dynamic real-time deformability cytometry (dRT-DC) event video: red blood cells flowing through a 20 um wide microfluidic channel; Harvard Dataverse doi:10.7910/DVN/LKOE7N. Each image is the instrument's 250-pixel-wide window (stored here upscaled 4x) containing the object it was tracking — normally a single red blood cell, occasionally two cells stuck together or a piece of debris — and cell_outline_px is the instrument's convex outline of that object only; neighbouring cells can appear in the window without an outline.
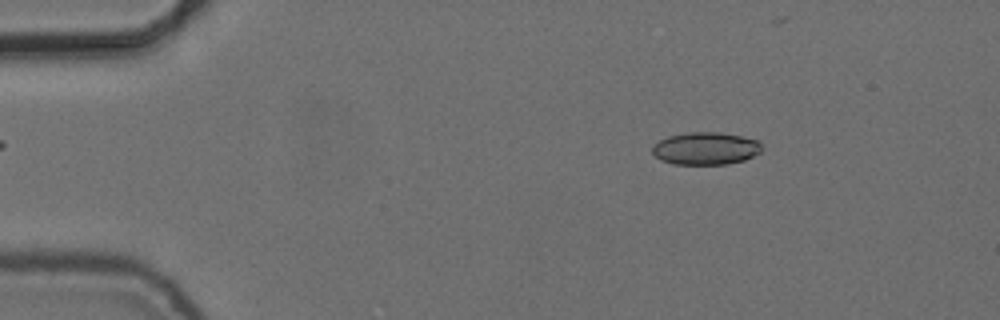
{"species": "common noctule bat (a hibernating species)", "species_latin": "Nyctalus noctula", "temperature_condition": "cold", "stored_images_in_passage": 55, "camera_frame_rate_fps": 3000, "um_per_image_px": 0.085, "animal": {"sex": "female", "body_mass_g": 24.6, "forearm_length_mm": 56.2}, "frame": {"image": 1, "passage_image": 8, "time_ms": 2.333, "image_size_px": [1000, 320], "cell_outline_px": [[760, 152], [744, 160], [728, 164], [672, 164], [660, 160], [652, 152], [652, 148], [660, 140], [668, 136], [688, 132], [720, 132], [740, 136], [756, 140], [760, 144]], "centroid_in_image_um": [59.95, 12.62], "position_along_channel_um": 25.1, "area_um2": 20.58}}
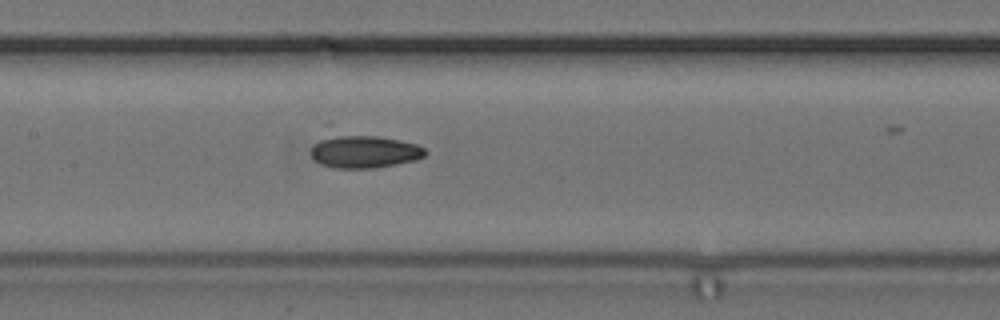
{"frame": {"image": 2, "passage_image": 26, "time_ms": 8.333, "image_size_px": [1000, 320], "cell_outline_px": [[428, 152], [424, 156], [416, 160], [376, 168], [332, 168], [320, 164], [312, 156], [312, 144], [328, 132], [332, 132], [380, 136], [400, 140], [416, 144], [424, 148]], "centroid_in_image_um": [30.89, 12.84], "position_along_channel_um": 176.5, "area_um2": 22.66}}
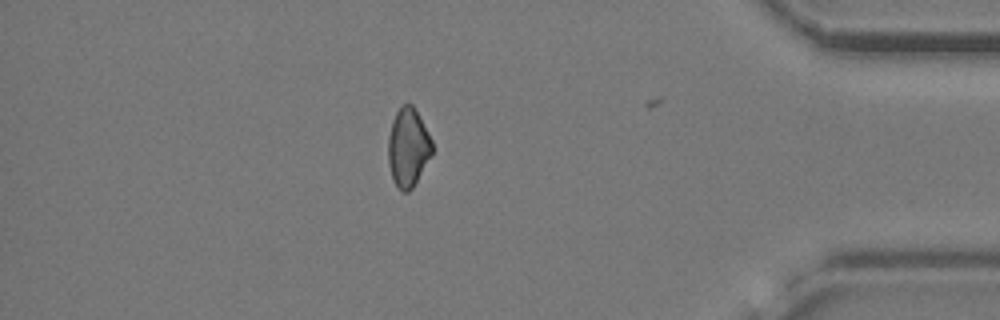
{"frame": {"image": 3, "passage_image": 47, "time_ms": 15.333, "image_size_px": [1000, 320], "cell_outline_px": [[432, 152], [412, 188], [408, 192], [404, 192], [396, 184], [392, 176], [388, 164], [388, 136], [392, 120], [396, 112], [404, 104], [412, 104], [428, 132], [432, 140]], "centroid_in_image_um": [34.67, 12.51], "position_along_channel_um": 400.5, "area_um2": 19.71}, "authors_computed_cell_mechanics": {"area_um2": 20.8658, "velocity_mm_per_s": 3.7622, "shape_relaxation_time_tau1_ms": null, "shape_relaxation_time_tau2_ms": 1.7251, "deformation_change_tau1": null, "deformation_change_tau2": 0.0773}}